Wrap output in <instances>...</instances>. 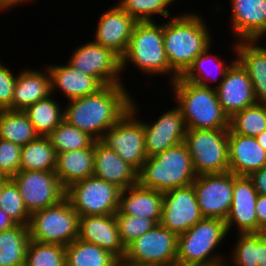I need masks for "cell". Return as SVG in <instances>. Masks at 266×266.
<instances>
[{
  "label": "cell",
  "instance_id": "obj_1",
  "mask_svg": "<svg viewBox=\"0 0 266 266\" xmlns=\"http://www.w3.org/2000/svg\"><path fill=\"white\" fill-rule=\"evenodd\" d=\"M123 84L104 85L97 92L70 100L64 120L101 141L105 132L130 109L132 97Z\"/></svg>",
  "mask_w": 266,
  "mask_h": 266
},
{
  "label": "cell",
  "instance_id": "obj_2",
  "mask_svg": "<svg viewBox=\"0 0 266 266\" xmlns=\"http://www.w3.org/2000/svg\"><path fill=\"white\" fill-rule=\"evenodd\" d=\"M200 14L182 13L163 23V44L170 69L183 76L195 58L211 45L208 25Z\"/></svg>",
  "mask_w": 266,
  "mask_h": 266
},
{
  "label": "cell",
  "instance_id": "obj_3",
  "mask_svg": "<svg viewBox=\"0 0 266 266\" xmlns=\"http://www.w3.org/2000/svg\"><path fill=\"white\" fill-rule=\"evenodd\" d=\"M171 86L187 129H229V117L222 110L215 88L198 85L182 76Z\"/></svg>",
  "mask_w": 266,
  "mask_h": 266
},
{
  "label": "cell",
  "instance_id": "obj_4",
  "mask_svg": "<svg viewBox=\"0 0 266 266\" xmlns=\"http://www.w3.org/2000/svg\"><path fill=\"white\" fill-rule=\"evenodd\" d=\"M196 176L190 153L182 142L155 156L147 157L138 172V183L142 187L165 192L191 185Z\"/></svg>",
  "mask_w": 266,
  "mask_h": 266
},
{
  "label": "cell",
  "instance_id": "obj_5",
  "mask_svg": "<svg viewBox=\"0 0 266 266\" xmlns=\"http://www.w3.org/2000/svg\"><path fill=\"white\" fill-rule=\"evenodd\" d=\"M227 235L224 220L201 219L188 231L178 235L176 266H225V258L214 253V250Z\"/></svg>",
  "mask_w": 266,
  "mask_h": 266
},
{
  "label": "cell",
  "instance_id": "obj_6",
  "mask_svg": "<svg viewBox=\"0 0 266 266\" xmlns=\"http://www.w3.org/2000/svg\"><path fill=\"white\" fill-rule=\"evenodd\" d=\"M132 63L139 71L146 75L169 74L170 82L178 76L170 69L166 51L163 44V23L155 21L137 22L128 47L121 57V72L126 65Z\"/></svg>",
  "mask_w": 266,
  "mask_h": 266
},
{
  "label": "cell",
  "instance_id": "obj_7",
  "mask_svg": "<svg viewBox=\"0 0 266 266\" xmlns=\"http://www.w3.org/2000/svg\"><path fill=\"white\" fill-rule=\"evenodd\" d=\"M79 218L65 197L55 205L31 213L28 224L30 240L68 246L78 238Z\"/></svg>",
  "mask_w": 266,
  "mask_h": 266
},
{
  "label": "cell",
  "instance_id": "obj_8",
  "mask_svg": "<svg viewBox=\"0 0 266 266\" xmlns=\"http://www.w3.org/2000/svg\"><path fill=\"white\" fill-rule=\"evenodd\" d=\"M229 129H187L184 143L197 176L229 171Z\"/></svg>",
  "mask_w": 266,
  "mask_h": 266
},
{
  "label": "cell",
  "instance_id": "obj_9",
  "mask_svg": "<svg viewBox=\"0 0 266 266\" xmlns=\"http://www.w3.org/2000/svg\"><path fill=\"white\" fill-rule=\"evenodd\" d=\"M121 189L95 176L79 180L66 188L65 197L82 216L113 215L119 209Z\"/></svg>",
  "mask_w": 266,
  "mask_h": 266
},
{
  "label": "cell",
  "instance_id": "obj_10",
  "mask_svg": "<svg viewBox=\"0 0 266 266\" xmlns=\"http://www.w3.org/2000/svg\"><path fill=\"white\" fill-rule=\"evenodd\" d=\"M136 105V101L132 99L130 109L105 132L101 142L139 172L147 159V153L143 122L136 119L138 115Z\"/></svg>",
  "mask_w": 266,
  "mask_h": 266
},
{
  "label": "cell",
  "instance_id": "obj_11",
  "mask_svg": "<svg viewBox=\"0 0 266 266\" xmlns=\"http://www.w3.org/2000/svg\"><path fill=\"white\" fill-rule=\"evenodd\" d=\"M178 235L161 224L126 247L123 261L139 266H176Z\"/></svg>",
  "mask_w": 266,
  "mask_h": 266
},
{
  "label": "cell",
  "instance_id": "obj_12",
  "mask_svg": "<svg viewBox=\"0 0 266 266\" xmlns=\"http://www.w3.org/2000/svg\"><path fill=\"white\" fill-rule=\"evenodd\" d=\"M11 179L18 186L30 214L55 205L65 198L66 189L55 171H19Z\"/></svg>",
  "mask_w": 266,
  "mask_h": 266
},
{
  "label": "cell",
  "instance_id": "obj_13",
  "mask_svg": "<svg viewBox=\"0 0 266 266\" xmlns=\"http://www.w3.org/2000/svg\"><path fill=\"white\" fill-rule=\"evenodd\" d=\"M204 218H227L233 199V173L196 176L192 183Z\"/></svg>",
  "mask_w": 266,
  "mask_h": 266
},
{
  "label": "cell",
  "instance_id": "obj_14",
  "mask_svg": "<svg viewBox=\"0 0 266 266\" xmlns=\"http://www.w3.org/2000/svg\"><path fill=\"white\" fill-rule=\"evenodd\" d=\"M68 64L96 78L103 86L123 84L120 79L121 58L111 49L93 41L77 47Z\"/></svg>",
  "mask_w": 266,
  "mask_h": 266
},
{
  "label": "cell",
  "instance_id": "obj_15",
  "mask_svg": "<svg viewBox=\"0 0 266 266\" xmlns=\"http://www.w3.org/2000/svg\"><path fill=\"white\" fill-rule=\"evenodd\" d=\"M203 218L193 184L163 192V227L180 235Z\"/></svg>",
  "mask_w": 266,
  "mask_h": 266
},
{
  "label": "cell",
  "instance_id": "obj_16",
  "mask_svg": "<svg viewBox=\"0 0 266 266\" xmlns=\"http://www.w3.org/2000/svg\"><path fill=\"white\" fill-rule=\"evenodd\" d=\"M141 121L145 132L144 142L147 157L155 156L184 142L187 126L177 106L161 114L156 122Z\"/></svg>",
  "mask_w": 266,
  "mask_h": 266
},
{
  "label": "cell",
  "instance_id": "obj_17",
  "mask_svg": "<svg viewBox=\"0 0 266 266\" xmlns=\"http://www.w3.org/2000/svg\"><path fill=\"white\" fill-rule=\"evenodd\" d=\"M258 193L249 176L233 174V199L230 212L225 219L228 233L235 226L239 234L259 233L256 216Z\"/></svg>",
  "mask_w": 266,
  "mask_h": 266
},
{
  "label": "cell",
  "instance_id": "obj_18",
  "mask_svg": "<svg viewBox=\"0 0 266 266\" xmlns=\"http://www.w3.org/2000/svg\"><path fill=\"white\" fill-rule=\"evenodd\" d=\"M215 90L222 110L229 118L257 103L250 77L237 60Z\"/></svg>",
  "mask_w": 266,
  "mask_h": 266
},
{
  "label": "cell",
  "instance_id": "obj_19",
  "mask_svg": "<svg viewBox=\"0 0 266 266\" xmlns=\"http://www.w3.org/2000/svg\"><path fill=\"white\" fill-rule=\"evenodd\" d=\"M92 41L111 49L120 58L127 50L137 21L118 5L100 15Z\"/></svg>",
  "mask_w": 266,
  "mask_h": 266
},
{
  "label": "cell",
  "instance_id": "obj_20",
  "mask_svg": "<svg viewBox=\"0 0 266 266\" xmlns=\"http://www.w3.org/2000/svg\"><path fill=\"white\" fill-rule=\"evenodd\" d=\"M78 239L108 250L119 260L124 258L126 248L120 239L115 214L80 217Z\"/></svg>",
  "mask_w": 266,
  "mask_h": 266
},
{
  "label": "cell",
  "instance_id": "obj_21",
  "mask_svg": "<svg viewBox=\"0 0 266 266\" xmlns=\"http://www.w3.org/2000/svg\"><path fill=\"white\" fill-rule=\"evenodd\" d=\"M237 40H260L266 34V0H230Z\"/></svg>",
  "mask_w": 266,
  "mask_h": 266
},
{
  "label": "cell",
  "instance_id": "obj_22",
  "mask_svg": "<svg viewBox=\"0 0 266 266\" xmlns=\"http://www.w3.org/2000/svg\"><path fill=\"white\" fill-rule=\"evenodd\" d=\"M93 176L114 184L121 190L138 183V171L101 141H94Z\"/></svg>",
  "mask_w": 266,
  "mask_h": 266
},
{
  "label": "cell",
  "instance_id": "obj_23",
  "mask_svg": "<svg viewBox=\"0 0 266 266\" xmlns=\"http://www.w3.org/2000/svg\"><path fill=\"white\" fill-rule=\"evenodd\" d=\"M229 171L237 176H249L266 166V150L255 137L228 133Z\"/></svg>",
  "mask_w": 266,
  "mask_h": 266
},
{
  "label": "cell",
  "instance_id": "obj_24",
  "mask_svg": "<svg viewBox=\"0 0 266 266\" xmlns=\"http://www.w3.org/2000/svg\"><path fill=\"white\" fill-rule=\"evenodd\" d=\"M259 42L239 40L233 50L236 60L250 77L257 103H266V47L258 46Z\"/></svg>",
  "mask_w": 266,
  "mask_h": 266
},
{
  "label": "cell",
  "instance_id": "obj_25",
  "mask_svg": "<svg viewBox=\"0 0 266 266\" xmlns=\"http://www.w3.org/2000/svg\"><path fill=\"white\" fill-rule=\"evenodd\" d=\"M163 192L142 187L139 183L121 190L119 211L130 216L145 217L160 224Z\"/></svg>",
  "mask_w": 266,
  "mask_h": 266
},
{
  "label": "cell",
  "instance_id": "obj_26",
  "mask_svg": "<svg viewBox=\"0 0 266 266\" xmlns=\"http://www.w3.org/2000/svg\"><path fill=\"white\" fill-rule=\"evenodd\" d=\"M46 67L51 77V94L54 95L55 89L59 88L69 101L95 93L103 87L96 78L75 69L68 63Z\"/></svg>",
  "mask_w": 266,
  "mask_h": 266
},
{
  "label": "cell",
  "instance_id": "obj_27",
  "mask_svg": "<svg viewBox=\"0 0 266 266\" xmlns=\"http://www.w3.org/2000/svg\"><path fill=\"white\" fill-rule=\"evenodd\" d=\"M51 95V77L45 70L24 69L16 77L12 111H24L28 106Z\"/></svg>",
  "mask_w": 266,
  "mask_h": 266
},
{
  "label": "cell",
  "instance_id": "obj_28",
  "mask_svg": "<svg viewBox=\"0 0 266 266\" xmlns=\"http://www.w3.org/2000/svg\"><path fill=\"white\" fill-rule=\"evenodd\" d=\"M56 154L55 173L65 189L93 175L94 142L87 148Z\"/></svg>",
  "mask_w": 266,
  "mask_h": 266
},
{
  "label": "cell",
  "instance_id": "obj_29",
  "mask_svg": "<svg viewBox=\"0 0 266 266\" xmlns=\"http://www.w3.org/2000/svg\"><path fill=\"white\" fill-rule=\"evenodd\" d=\"M118 262L108 250L78 238L65 246L66 266H116Z\"/></svg>",
  "mask_w": 266,
  "mask_h": 266
},
{
  "label": "cell",
  "instance_id": "obj_30",
  "mask_svg": "<svg viewBox=\"0 0 266 266\" xmlns=\"http://www.w3.org/2000/svg\"><path fill=\"white\" fill-rule=\"evenodd\" d=\"M210 47L211 45L208 46L200 55H198L195 58L192 66L187 70V72L182 77L187 81L194 82L198 85H204L206 87H212L210 86L211 83L209 84V82H211L212 80V82L218 83L216 84V86H213V88H216L221 84L222 80L226 75L227 70L236 61V57L232 61H230L231 63L229 65L228 64L226 65V63H224L225 61L221 59L219 55L216 56L213 53L211 54L209 53L211 49ZM212 65H214V68ZM212 68L216 71L217 73L216 75L218 76L215 77L214 80L212 79L213 76L212 73L214 71Z\"/></svg>",
  "mask_w": 266,
  "mask_h": 266
},
{
  "label": "cell",
  "instance_id": "obj_31",
  "mask_svg": "<svg viewBox=\"0 0 266 266\" xmlns=\"http://www.w3.org/2000/svg\"><path fill=\"white\" fill-rule=\"evenodd\" d=\"M29 241L28 225L17 224L0 232V266H25Z\"/></svg>",
  "mask_w": 266,
  "mask_h": 266
},
{
  "label": "cell",
  "instance_id": "obj_32",
  "mask_svg": "<svg viewBox=\"0 0 266 266\" xmlns=\"http://www.w3.org/2000/svg\"><path fill=\"white\" fill-rule=\"evenodd\" d=\"M57 154L47 136H38L21 147L20 171H55Z\"/></svg>",
  "mask_w": 266,
  "mask_h": 266
},
{
  "label": "cell",
  "instance_id": "obj_33",
  "mask_svg": "<svg viewBox=\"0 0 266 266\" xmlns=\"http://www.w3.org/2000/svg\"><path fill=\"white\" fill-rule=\"evenodd\" d=\"M24 113L39 136H48L64 120V108L52 94L28 106Z\"/></svg>",
  "mask_w": 266,
  "mask_h": 266
},
{
  "label": "cell",
  "instance_id": "obj_34",
  "mask_svg": "<svg viewBox=\"0 0 266 266\" xmlns=\"http://www.w3.org/2000/svg\"><path fill=\"white\" fill-rule=\"evenodd\" d=\"M228 263L233 266H266V237L260 233L239 234Z\"/></svg>",
  "mask_w": 266,
  "mask_h": 266
},
{
  "label": "cell",
  "instance_id": "obj_35",
  "mask_svg": "<svg viewBox=\"0 0 266 266\" xmlns=\"http://www.w3.org/2000/svg\"><path fill=\"white\" fill-rule=\"evenodd\" d=\"M38 136L24 111L0 110V139L22 147Z\"/></svg>",
  "mask_w": 266,
  "mask_h": 266
},
{
  "label": "cell",
  "instance_id": "obj_36",
  "mask_svg": "<svg viewBox=\"0 0 266 266\" xmlns=\"http://www.w3.org/2000/svg\"><path fill=\"white\" fill-rule=\"evenodd\" d=\"M229 129L235 134L256 137L266 130V103H256L229 118Z\"/></svg>",
  "mask_w": 266,
  "mask_h": 266
},
{
  "label": "cell",
  "instance_id": "obj_37",
  "mask_svg": "<svg viewBox=\"0 0 266 266\" xmlns=\"http://www.w3.org/2000/svg\"><path fill=\"white\" fill-rule=\"evenodd\" d=\"M56 153L89 147L95 140L63 120L48 136Z\"/></svg>",
  "mask_w": 266,
  "mask_h": 266
},
{
  "label": "cell",
  "instance_id": "obj_38",
  "mask_svg": "<svg viewBox=\"0 0 266 266\" xmlns=\"http://www.w3.org/2000/svg\"><path fill=\"white\" fill-rule=\"evenodd\" d=\"M25 266H66L65 246L30 240L26 249Z\"/></svg>",
  "mask_w": 266,
  "mask_h": 266
},
{
  "label": "cell",
  "instance_id": "obj_39",
  "mask_svg": "<svg viewBox=\"0 0 266 266\" xmlns=\"http://www.w3.org/2000/svg\"><path fill=\"white\" fill-rule=\"evenodd\" d=\"M176 0H119L118 6L137 22L154 21L152 17L161 15L172 18L167 7Z\"/></svg>",
  "mask_w": 266,
  "mask_h": 266
},
{
  "label": "cell",
  "instance_id": "obj_40",
  "mask_svg": "<svg viewBox=\"0 0 266 266\" xmlns=\"http://www.w3.org/2000/svg\"><path fill=\"white\" fill-rule=\"evenodd\" d=\"M0 208L17 224H29L31 214L24 205L18 186L11 178L1 188Z\"/></svg>",
  "mask_w": 266,
  "mask_h": 266
},
{
  "label": "cell",
  "instance_id": "obj_41",
  "mask_svg": "<svg viewBox=\"0 0 266 266\" xmlns=\"http://www.w3.org/2000/svg\"><path fill=\"white\" fill-rule=\"evenodd\" d=\"M115 217L120 239L125 248L156 225L152 219L122 214L119 210L115 213Z\"/></svg>",
  "mask_w": 266,
  "mask_h": 266
},
{
  "label": "cell",
  "instance_id": "obj_42",
  "mask_svg": "<svg viewBox=\"0 0 266 266\" xmlns=\"http://www.w3.org/2000/svg\"><path fill=\"white\" fill-rule=\"evenodd\" d=\"M21 146L0 139V174L12 178L20 171Z\"/></svg>",
  "mask_w": 266,
  "mask_h": 266
},
{
  "label": "cell",
  "instance_id": "obj_43",
  "mask_svg": "<svg viewBox=\"0 0 266 266\" xmlns=\"http://www.w3.org/2000/svg\"><path fill=\"white\" fill-rule=\"evenodd\" d=\"M16 77L17 75L0 62V110H11Z\"/></svg>",
  "mask_w": 266,
  "mask_h": 266
},
{
  "label": "cell",
  "instance_id": "obj_44",
  "mask_svg": "<svg viewBox=\"0 0 266 266\" xmlns=\"http://www.w3.org/2000/svg\"><path fill=\"white\" fill-rule=\"evenodd\" d=\"M249 178L252 180L257 193L260 195H266V166L251 173Z\"/></svg>",
  "mask_w": 266,
  "mask_h": 266
},
{
  "label": "cell",
  "instance_id": "obj_45",
  "mask_svg": "<svg viewBox=\"0 0 266 266\" xmlns=\"http://www.w3.org/2000/svg\"><path fill=\"white\" fill-rule=\"evenodd\" d=\"M255 210L258 225L262 227L266 223V195L258 194Z\"/></svg>",
  "mask_w": 266,
  "mask_h": 266
},
{
  "label": "cell",
  "instance_id": "obj_46",
  "mask_svg": "<svg viewBox=\"0 0 266 266\" xmlns=\"http://www.w3.org/2000/svg\"><path fill=\"white\" fill-rule=\"evenodd\" d=\"M17 223L0 208V232L15 227Z\"/></svg>",
  "mask_w": 266,
  "mask_h": 266
},
{
  "label": "cell",
  "instance_id": "obj_47",
  "mask_svg": "<svg viewBox=\"0 0 266 266\" xmlns=\"http://www.w3.org/2000/svg\"><path fill=\"white\" fill-rule=\"evenodd\" d=\"M28 1L29 0H0V12L6 10L8 11L10 8L20 6V4L22 5V3H26Z\"/></svg>",
  "mask_w": 266,
  "mask_h": 266
},
{
  "label": "cell",
  "instance_id": "obj_48",
  "mask_svg": "<svg viewBox=\"0 0 266 266\" xmlns=\"http://www.w3.org/2000/svg\"><path fill=\"white\" fill-rule=\"evenodd\" d=\"M259 145L266 150V130L260 133L258 136L255 137Z\"/></svg>",
  "mask_w": 266,
  "mask_h": 266
},
{
  "label": "cell",
  "instance_id": "obj_49",
  "mask_svg": "<svg viewBox=\"0 0 266 266\" xmlns=\"http://www.w3.org/2000/svg\"><path fill=\"white\" fill-rule=\"evenodd\" d=\"M9 178L3 174H0V191L2 186L5 184V182L8 180Z\"/></svg>",
  "mask_w": 266,
  "mask_h": 266
},
{
  "label": "cell",
  "instance_id": "obj_50",
  "mask_svg": "<svg viewBox=\"0 0 266 266\" xmlns=\"http://www.w3.org/2000/svg\"><path fill=\"white\" fill-rule=\"evenodd\" d=\"M116 266H139V265H134V264L128 263L126 261L119 260V262L117 263Z\"/></svg>",
  "mask_w": 266,
  "mask_h": 266
},
{
  "label": "cell",
  "instance_id": "obj_51",
  "mask_svg": "<svg viewBox=\"0 0 266 266\" xmlns=\"http://www.w3.org/2000/svg\"><path fill=\"white\" fill-rule=\"evenodd\" d=\"M262 236L266 237V223L261 227L259 232Z\"/></svg>",
  "mask_w": 266,
  "mask_h": 266
}]
</instances>
